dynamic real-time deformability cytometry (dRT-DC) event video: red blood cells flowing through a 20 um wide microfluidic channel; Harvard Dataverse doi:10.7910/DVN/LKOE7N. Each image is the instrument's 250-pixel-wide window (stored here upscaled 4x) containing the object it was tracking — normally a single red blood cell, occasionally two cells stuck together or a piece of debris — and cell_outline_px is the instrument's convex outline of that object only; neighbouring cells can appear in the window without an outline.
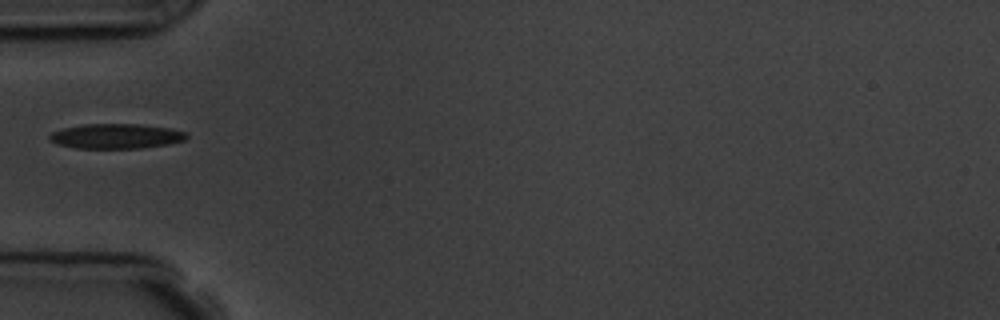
{"species": "common noctule bat (a hibernating species)", "species_latin": "Nyctalus noctula", "temperature_condition": "room temperature", "stored_images_in_passage": 2, "camera_frame_rate_fps": 3000, "um_per_image_px": 0.085, "animal": {"sex": "male", "body_mass_g": 19.5, "forearm_length_mm": 54.6}, "frame": {"image": 1, "passage_image": 2, "time_ms": 1.333, "image_size_px": [1000, 320], "cell_outline_px": [[188, 136], [184, 140], [168, 144], [140, 148], [76, 148], [56, 144], [48, 140], [48, 136], [52, 132], [64, 128], [84, 124], [140, 124], [172, 128], [188, 132]], "centroid_in_image_um": [9.87, 11.57], "position_along_channel_um": 75.1, "area_um2": 20.0}}